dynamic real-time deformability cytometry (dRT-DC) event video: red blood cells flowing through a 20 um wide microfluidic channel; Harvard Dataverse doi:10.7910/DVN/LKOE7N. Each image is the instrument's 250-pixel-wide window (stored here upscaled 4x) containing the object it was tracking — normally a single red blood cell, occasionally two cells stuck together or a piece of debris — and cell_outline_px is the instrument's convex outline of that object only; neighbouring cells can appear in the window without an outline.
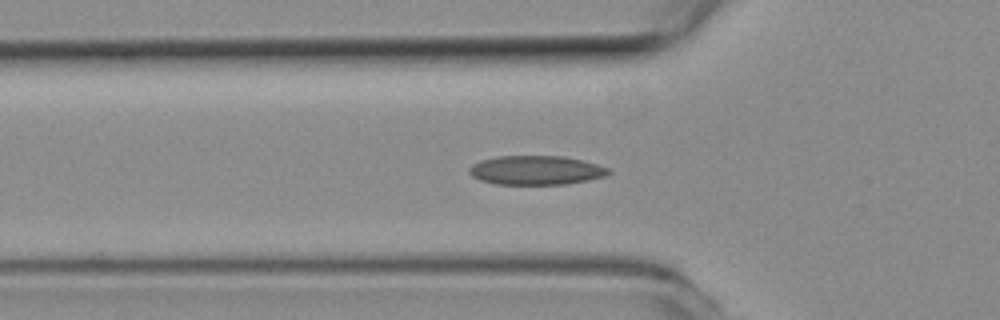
{"species": "common noctule bat (a hibernating species)", "species_latin": "Nyctalus noctula", "temperature_condition": "room temperature", "stored_images_in_passage": 40, "camera_frame_rate_fps": 3000, "um_per_image_px": 0.085, "animal": {"sex": "female", "body_mass_g": 19.3, "forearm_length_mm": 54.1}, "frame": {"image": 1, "passage_image": 3, "time_ms": 0.667, "image_size_px": [1000, 320], "cell_outline_px": [[612, 172], [604, 176], [588, 180], [564, 184], [496, 184], [480, 180], [472, 176], [468, 172], [468, 168], [472, 164], [480, 160], [496, 156], [564, 156], [596, 164], [608, 168]], "centroid_in_image_um": [45.52, 14.46], "position_along_channel_um": 80.3, "area_um2": 23.58}}
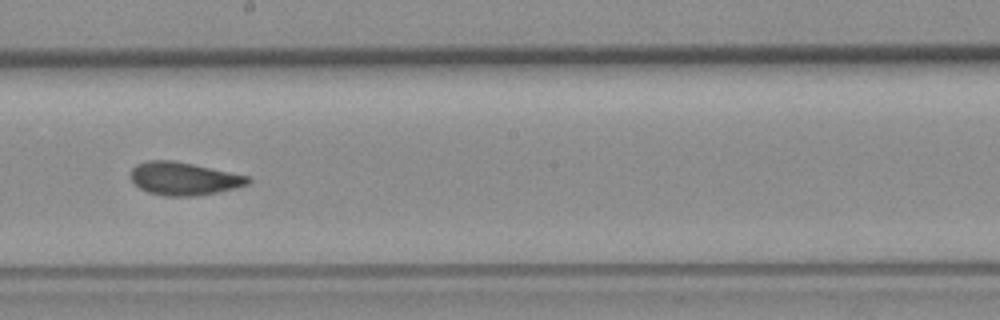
{"frame": {"image": 2, "passage_image": 15, "time_ms": 4.667, "image_size_px": [1000, 320], "cell_outline_px": [[252, 180], [248, 184], [216, 192], [192, 196], [164, 196], [148, 192], [140, 188], [132, 180], [132, 168], [136, 164], [148, 160], [172, 160], [192, 164], [248, 176]], "centroid_in_image_um": [15.6, 15.18], "position_along_channel_um": 232.6, "area_um2": 22.14}}
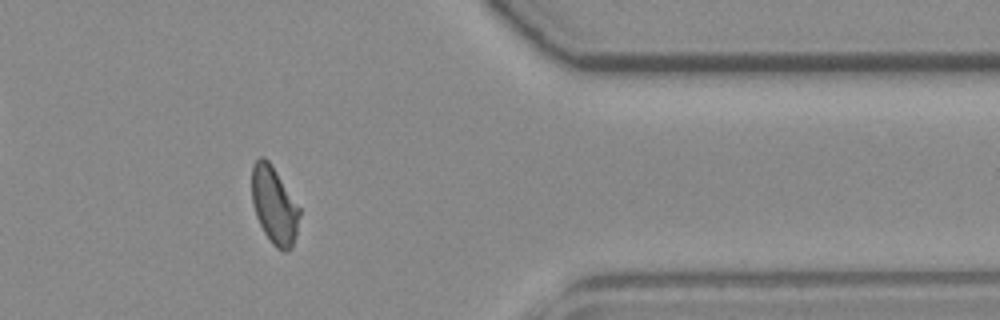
{"frame": {"image": 3, "passage_image": 29, "time_ms": 9.333, "image_size_px": [1000, 320], "cell_outline_px": [[300, 216], [292, 248], [288, 252], [284, 252], [276, 248], [272, 244], [264, 232], [256, 216], [252, 204], [252, 164], [260, 156], [264, 156], [268, 160], [300, 208]], "centroid_in_image_um": [23.3, 17.47], "position_along_channel_um": 388.1, "area_um2": 21.39}, "authors_computed_cell_mechanics": {"area_um2": 22.0218, "velocity_mm_per_s": 3.8022, "shape_relaxation_time_tau1_ms": 8.7726, "shape_relaxation_time_tau2_ms": 1.7549, "deformation_change_tau1": 0.2008, "deformation_change_tau2": 0.0738}}